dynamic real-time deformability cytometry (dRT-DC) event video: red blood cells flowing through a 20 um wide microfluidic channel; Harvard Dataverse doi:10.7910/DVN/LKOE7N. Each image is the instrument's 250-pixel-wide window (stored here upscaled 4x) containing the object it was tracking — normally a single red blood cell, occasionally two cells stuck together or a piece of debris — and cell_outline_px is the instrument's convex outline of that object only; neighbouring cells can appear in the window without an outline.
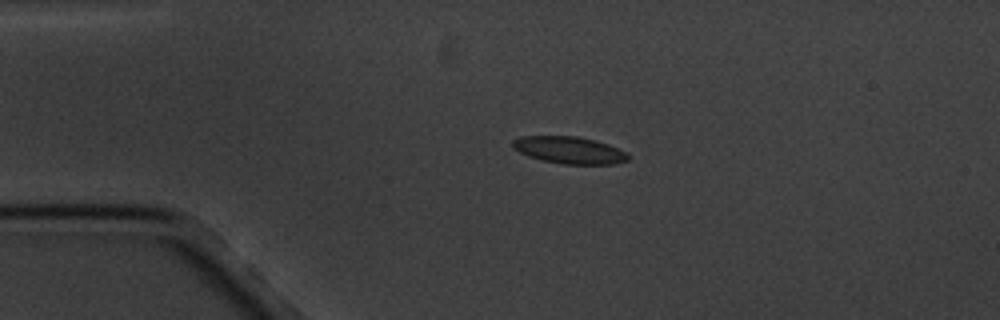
{"species": "common noctule bat (a hibernating species)", "species_latin": "Nyctalus noctula", "temperature_condition": "cold", "stored_images_in_passage": 3, "camera_frame_rate_fps": 3000, "um_per_image_px": 0.085, "animal": {"sex": "male", "body_mass_g": 20.1, "forearm_length_mm": 53.5}, "frame": {"image": 1, "passage_image": 2, "time_ms": 1.333, "image_size_px": [1000, 320], "cell_outline_px": [[628, 160], [612, 164], [564, 164], [540, 160], [528, 156], [512, 148], [512, 140], [520, 136], [576, 136], [608, 144], [628, 152]], "centroid_in_image_um": [48.36, 12.76], "position_along_channel_um": 36.6, "area_um2": 18.21}}